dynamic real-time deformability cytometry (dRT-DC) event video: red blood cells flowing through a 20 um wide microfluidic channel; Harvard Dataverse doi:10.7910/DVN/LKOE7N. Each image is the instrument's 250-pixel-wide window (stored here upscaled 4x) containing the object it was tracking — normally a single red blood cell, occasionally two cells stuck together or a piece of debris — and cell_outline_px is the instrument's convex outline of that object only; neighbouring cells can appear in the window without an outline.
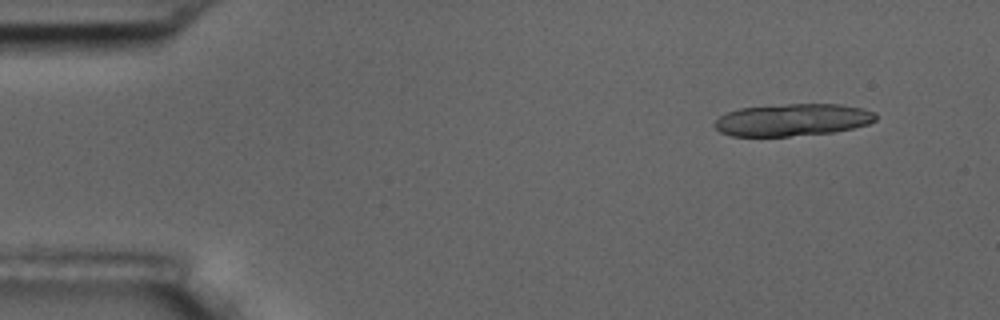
{"species": "common noctule bat (a hibernating species)", "species_latin": "Nyctalus noctula", "temperature_condition": "room temperature", "stored_images_in_passage": 10, "segment_of_instrument_passage": [1, 2], "camera_frame_rate_fps": 3000, "um_per_image_px": 0.085, "animal": {"sex": "male", "body_mass_g": 17.5, "forearm_length_mm": 52.3}, "frame": {"image": 1, "passage_image": 2, "time_ms": 1.0, "image_size_px": [1000, 320], "cell_outline_px": [[876, 120], [868, 124], [852, 128], [832, 132], [788, 136], [732, 136], [720, 132], [712, 124], [720, 116], [728, 112], [740, 108], [788, 104], [840, 104], [864, 108], [876, 112]], "centroid_in_image_um": [67.38, 10.18], "position_along_channel_um": 17.6, "area_um2": 30.23}}